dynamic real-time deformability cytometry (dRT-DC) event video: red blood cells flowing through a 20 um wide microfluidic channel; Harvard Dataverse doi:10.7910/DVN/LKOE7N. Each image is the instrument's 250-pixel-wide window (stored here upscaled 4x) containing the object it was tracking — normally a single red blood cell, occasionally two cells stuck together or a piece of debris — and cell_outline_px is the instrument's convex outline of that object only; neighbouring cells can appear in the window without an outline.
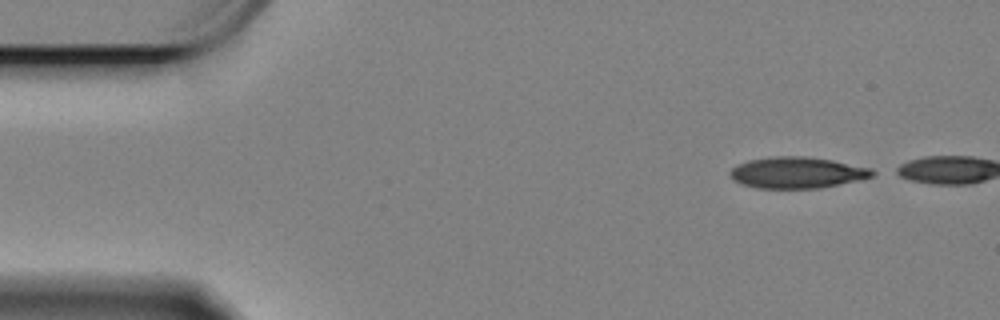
{"species": "Egyptian fruit bat (a non-hibernating species)", "species_latin": "Rousettus aegyptiacus", "temperature_condition": "cold", "stored_images_in_passage": 2, "camera_frame_rate_fps": 3000, "um_per_image_px": 0.085, "animal": {"sex": "female"}, "frame": {"image": 1, "passage_image": 1, "time_ms": 0.0, "image_size_px": [1000, 320], "cell_outline_px": [[880, 172], [864, 180], [820, 188], [756, 188], [732, 180], [728, 172], [736, 164], [748, 160], [772, 156], [808, 156], [832, 160], [872, 168]], "centroid_in_image_um": [67.8, 14.67], "position_along_channel_um": 17.2, "area_um2": 26.41}}